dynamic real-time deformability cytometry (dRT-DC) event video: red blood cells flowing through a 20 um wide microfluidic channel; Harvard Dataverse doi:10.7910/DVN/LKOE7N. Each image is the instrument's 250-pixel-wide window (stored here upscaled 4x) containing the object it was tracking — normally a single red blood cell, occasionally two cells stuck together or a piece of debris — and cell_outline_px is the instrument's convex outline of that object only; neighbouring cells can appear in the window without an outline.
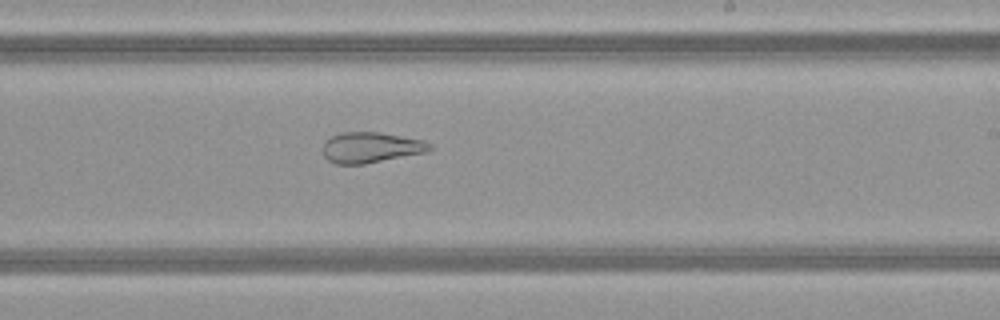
{"species": "common noctule bat (a hibernating species)", "species_latin": "Nyctalus noctula", "temperature_condition": "warm", "stored_images_in_passage": 39, "camera_frame_rate_fps": 3000, "um_per_image_px": 0.085, "animal": {"sex": "female", "body_mass_g": 21.9}, "frame": {"image": 1, "passage_image": 23, "time_ms": 7.333, "image_size_px": [1000, 320], "cell_outline_px": [[432, 148], [428, 152], [364, 164], [336, 164], [328, 160], [324, 156], [324, 144], [332, 136], [340, 132], [380, 132], [424, 140], [432, 144]], "centroid_in_image_um": [31.57, 12.53], "position_along_channel_um": 257.4, "area_um2": 19.07}}
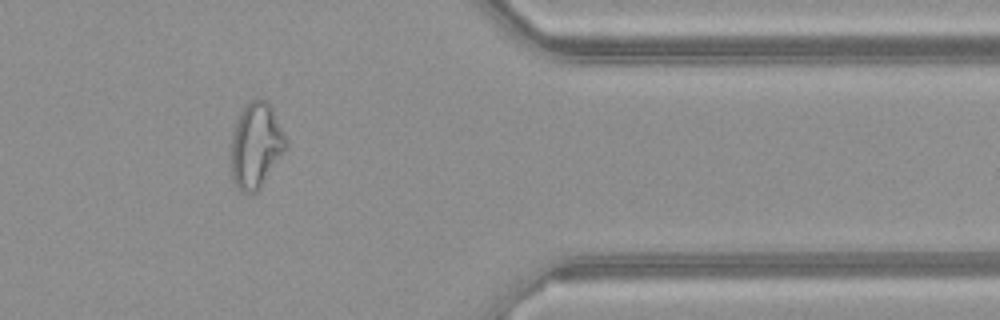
{"frame": {"image": 2, "passage_image": 34, "time_ms": 11.0, "image_size_px": [1000, 320], "cell_outline_px": [[288, 148], [260, 188], [252, 196], [240, 192], [232, 180], [228, 156], [232, 132], [236, 116], [248, 100], [268, 100], [272, 104], [288, 144]], "centroid_in_image_um": [21.71, 12.38], "position_along_channel_um": 389.7, "area_um2": 28.67}, "authors_computed_cell_mechanics": {"area_um2": 25.5476, "velocity_mm_per_s": 4.152, "shape_relaxation_time_tau1_ms": null, "shape_relaxation_time_tau2_ms": 1.9063, "deformation_change_tau1": null, "deformation_change_tau2": 0.1119}}